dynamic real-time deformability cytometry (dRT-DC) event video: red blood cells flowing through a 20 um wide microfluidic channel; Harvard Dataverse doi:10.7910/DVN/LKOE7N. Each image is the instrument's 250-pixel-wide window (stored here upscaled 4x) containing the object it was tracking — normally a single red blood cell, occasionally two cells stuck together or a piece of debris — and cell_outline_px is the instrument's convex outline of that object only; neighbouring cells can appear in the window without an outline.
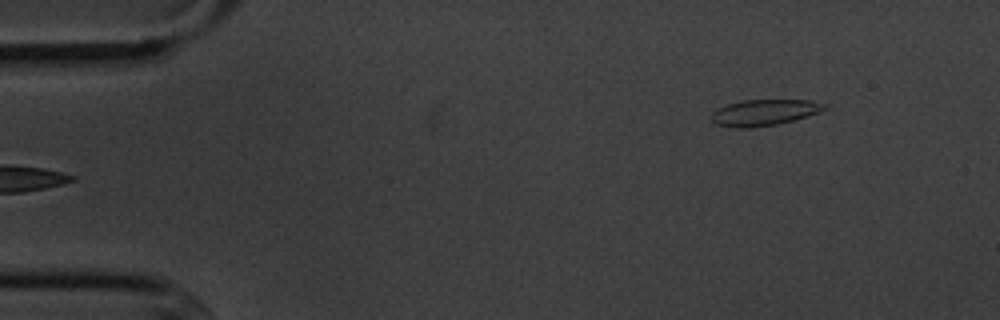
{"species": "common noctule bat (a hibernating species)", "species_latin": "Nyctalus noctula", "temperature_condition": "cold", "stored_images_in_passage": 4, "camera_frame_rate_fps": 3000, "um_per_image_px": 0.085, "animal": {"sex": "male", "body_mass_g": 20.1, "forearm_length_mm": 53.5}, "frame": {"image": 1, "passage_image": 4, "time_ms": 3.333, "image_size_px": [1000, 320], "cell_outline_px": [[828, 108], [808, 116], [776, 124], [748, 128], [736, 128], [716, 124], [708, 116], [712, 112], [728, 104], [744, 100], [808, 100], [828, 104]], "centroid_in_image_um": [64.96, 9.56], "position_along_channel_um": 20.0, "area_um2": 17.11}}